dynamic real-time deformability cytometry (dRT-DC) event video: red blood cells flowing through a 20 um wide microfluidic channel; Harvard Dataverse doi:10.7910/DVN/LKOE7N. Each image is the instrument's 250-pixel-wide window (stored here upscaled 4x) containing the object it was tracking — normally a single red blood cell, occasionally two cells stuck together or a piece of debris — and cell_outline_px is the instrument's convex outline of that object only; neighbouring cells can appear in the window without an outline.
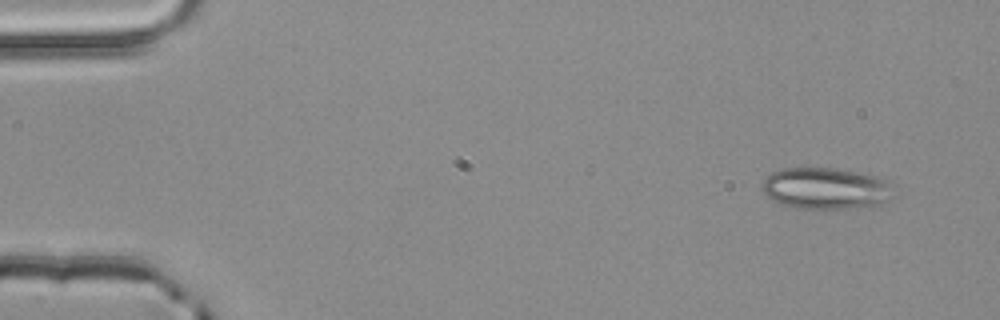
{"species": "common noctule bat (a hibernating species)", "species_latin": "Nyctalus noctula", "temperature_condition": "room temperature", "stored_images_in_passage": 4, "camera_frame_rate_fps": 3000, "um_per_image_px": 0.085, "animal": {"sex": "male", "body_mass_g": 20.4}, "frame": {"image": 1, "passage_image": 1, "time_ms": 0.0, "image_size_px": [1000, 320], "cell_outline_px": [[896, 196], [892, 200], [880, 204], [856, 208], [796, 208], [772, 200], [760, 188], [760, 184], [772, 172], [780, 168], [832, 168], [856, 172], [892, 180]], "centroid_in_image_um": [70.27, 16.01], "position_along_channel_um": 14.7, "area_um2": 32.25}}